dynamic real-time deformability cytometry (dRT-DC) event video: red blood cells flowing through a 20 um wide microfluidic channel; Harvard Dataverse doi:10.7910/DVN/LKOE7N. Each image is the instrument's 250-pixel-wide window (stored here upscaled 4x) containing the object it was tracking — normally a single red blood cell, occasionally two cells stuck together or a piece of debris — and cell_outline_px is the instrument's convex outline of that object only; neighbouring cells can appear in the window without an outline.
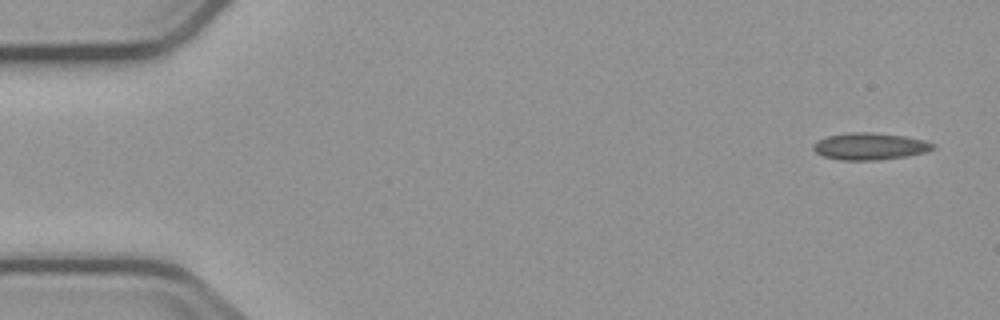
{"species": "common noctule bat (a hibernating species)", "species_latin": "Nyctalus noctula", "temperature_condition": "cold", "stored_images_in_passage": 8, "camera_frame_rate_fps": 3000, "um_per_image_px": 0.085, "animal": {"sex": "male", "body_mass_g": 23.1, "forearm_length_mm": 52.7}, "frame": {"image": 1, "passage_image": 1, "time_ms": 0.0, "image_size_px": [1000, 320], "cell_outline_px": [[936, 148], [924, 152], [908, 156], [876, 160], [840, 160], [824, 156], [816, 152], [812, 148], [812, 144], [828, 136], [848, 132], [868, 132], [904, 136], [924, 140], [936, 144]], "centroid_in_image_um": [73.95, 12.44], "position_along_channel_um": 11.0, "area_um2": 18.73}}
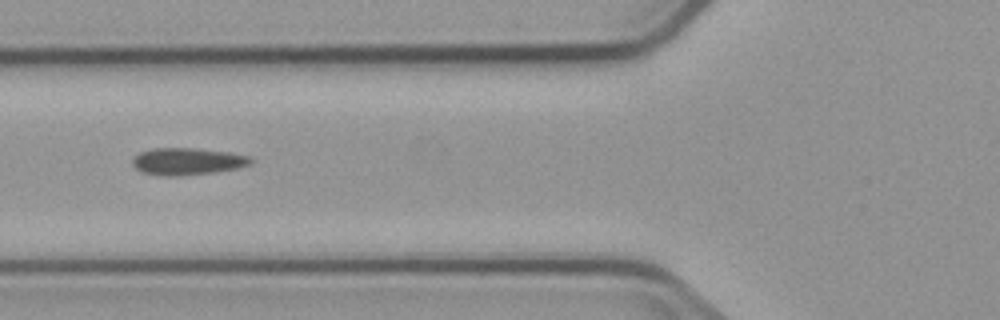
{"frame": {"image": 2, "passage_image": 6, "time_ms": 6.0, "image_size_px": [1000, 320], "cell_outline_px": [[252, 164], [236, 168], [216, 172], [180, 176], [160, 176], [144, 172], [136, 168], [132, 164], [132, 160], [140, 152], [152, 148], [192, 148], [228, 152], [248, 156], [252, 160]], "centroid_in_image_um": [15.92, 13.72], "position_along_channel_um": 109.9, "area_um2": 18.55}}
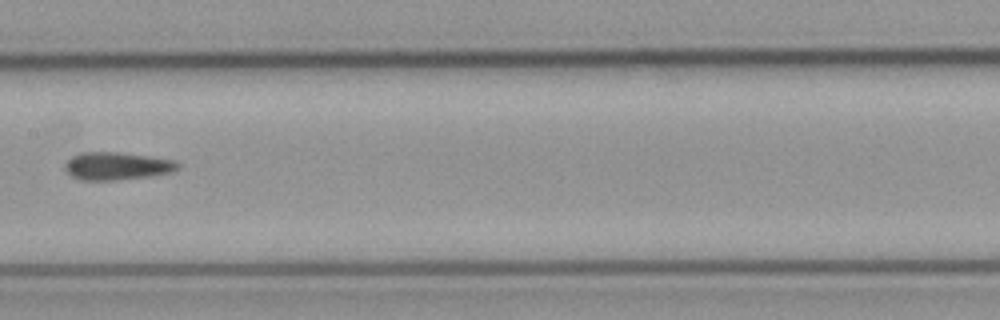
{"frame": {"image": 3, "passage_image": 8, "time_ms": 8.333, "image_size_px": [1000, 320], "cell_outline_px": [[180, 168], [168, 172], [148, 176], [116, 180], [80, 180], [72, 176], [64, 168], [64, 164], [72, 156], [84, 152], [116, 152], [148, 156], [176, 160], [180, 164]], "centroid_in_image_um": [9.93, 14.11], "position_along_channel_um": 197.5, "area_um2": 18.09}}